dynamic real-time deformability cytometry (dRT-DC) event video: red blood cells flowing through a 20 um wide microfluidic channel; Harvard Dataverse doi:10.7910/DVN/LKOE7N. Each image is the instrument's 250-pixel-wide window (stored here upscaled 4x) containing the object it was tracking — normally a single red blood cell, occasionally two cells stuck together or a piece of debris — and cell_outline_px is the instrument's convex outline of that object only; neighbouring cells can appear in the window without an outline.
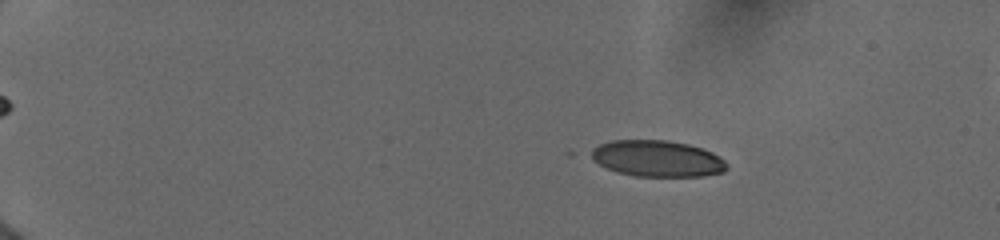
{"species": "human", "species_latin": "Homo sapiens", "temperature_condition": "cold", "stored_images_in_passage": 29, "camera_frame_rate_fps": 3000, "um_per_image_px": 0.085, "donor": {"sex": "female"}, "frame": {"image": 1, "passage_image": 6, "time_ms": 2.667, "image_size_px": [1000, 240], "cell_outline_px": [[728, 168], [724, 172], [704, 176], [636, 176], [616, 172], [584, 156], [584, 152], [600, 144], [612, 140], [668, 140], [688, 144], [704, 148], [720, 156], [728, 164]], "centroid_in_image_um": [55.82, 13.47], "position_along_channel_um": 29.2, "area_um2": 29.3}}
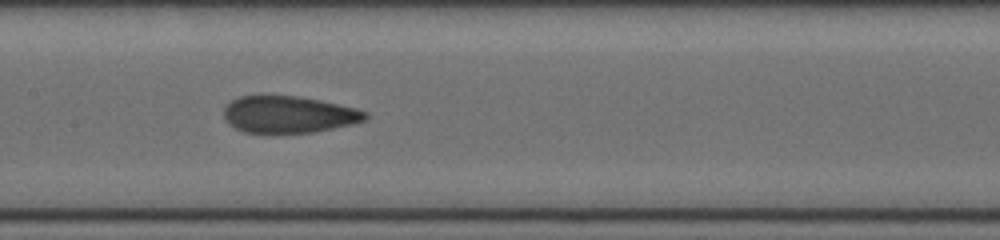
{"frame": {"image": 2, "passage_image": 20, "time_ms": 9.333, "image_size_px": [1000, 240], "cell_outline_px": [[368, 116], [364, 120], [352, 124], [312, 132], [244, 132], [236, 128], [224, 120], [224, 108], [232, 100], [240, 96], [296, 96], [320, 100], [356, 108], [368, 112]], "centroid_in_image_um": [24.54, 9.72], "position_along_channel_um": 182.9, "area_um2": 30.0}}
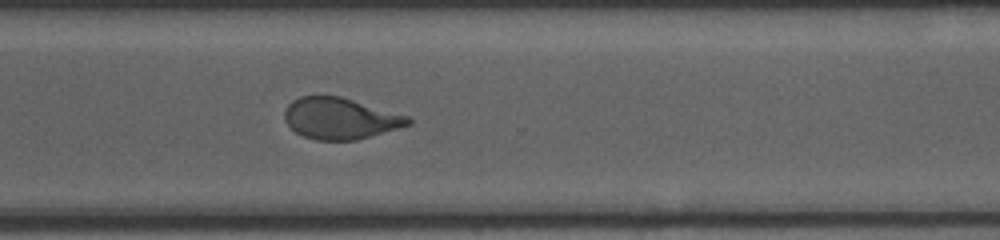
{"frame": {"image": 3, "passage_image": 29, "time_ms": 13.333, "image_size_px": [1000, 240], "cell_outline_px": [[412, 124], [356, 140], [316, 140], [304, 136], [296, 132], [284, 120], [284, 112], [288, 104], [292, 100], [300, 96], [340, 96], [408, 116], [412, 120]], "centroid_in_image_um": [28.9, 10.06], "position_along_channel_um": 341.7, "area_um2": 29.54}}